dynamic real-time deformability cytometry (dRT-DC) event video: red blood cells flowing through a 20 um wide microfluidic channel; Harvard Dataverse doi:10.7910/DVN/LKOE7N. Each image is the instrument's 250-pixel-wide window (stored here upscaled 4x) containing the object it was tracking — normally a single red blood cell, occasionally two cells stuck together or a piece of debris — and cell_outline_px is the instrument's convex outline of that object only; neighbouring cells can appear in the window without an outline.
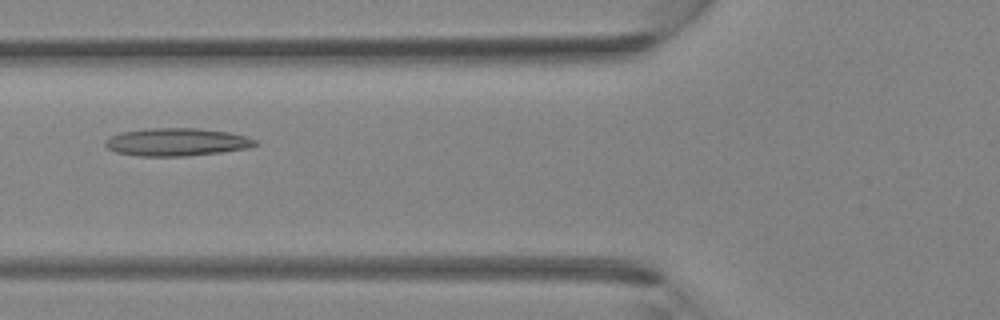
{"species": "Egyptian fruit bat (a non-hibernating species)", "species_latin": "Rousettus aegyptiacus", "temperature_condition": "room temperature", "stored_images_in_passage": 40, "camera_frame_rate_fps": 3000, "um_per_image_px": 0.085, "animal": {"sex": "female"}, "frame": {"image": 1, "passage_image": 16, "time_ms": 5.0, "image_size_px": [1000, 320], "cell_outline_px": [[260, 144], [248, 148], [220, 152], [188, 156], [136, 156], [116, 152], [108, 148], [104, 144], [112, 136], [120, 132], [144, 128], [196, 128], [228, 132], [248, 136], [256, 140]], "centroid_in_image_um": [15.05, 12.07], "position_along_channel_um": 110.8, "area_um2": 24.39}}
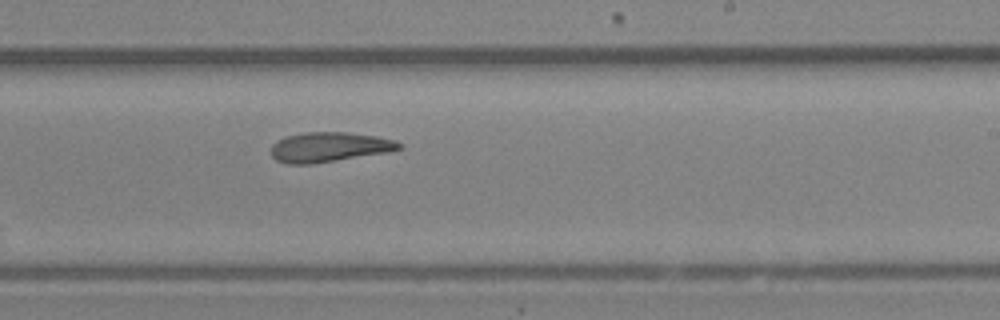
{"frame": {"image": 2, "passage_image": 25, "time_ms": 8.0, "image_size_px": [1000, 320], "cell_outline_px": [[404, 148], [388, 152], [312, 164], [288, 164], [276, 160], [272, 156], [272, 144], [276, 140], [284, 136], [304, 132], [348, 132], [376, 136], [392, 140], [404, 144]], "centroid_in_image_um": [27.98, 12.49], "position_along_channel_um": 261.0, "area_um2": 22.37}}
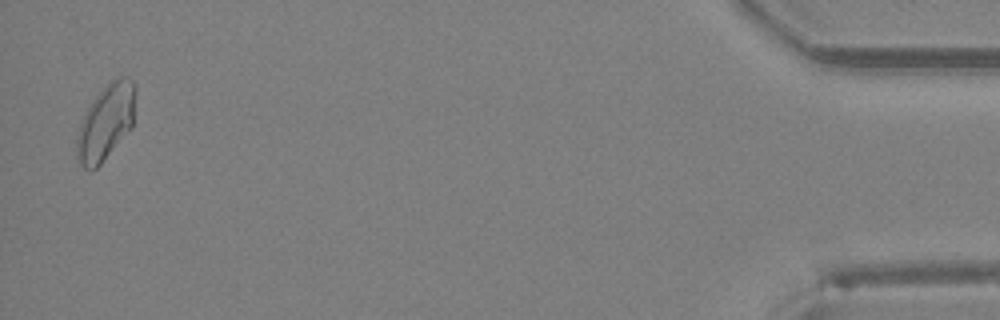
{"frame": {"image": 3, "passage_image": 40, "time_ms": 13.0, "image_size_px": [1000, 320], "cell_outline_px": [[136, 88], [132, 128], [100, 164], [96, 168], [88, 172], [80, 164], [76, 156], [76, 140], [80, 120], [92, 100], [116, 76], [128, 76], [136, 84]], "centroid_in_image_um": [8.99, 10.38], "position_along_channel_um": 426.2, "area_um2": 26.07}}